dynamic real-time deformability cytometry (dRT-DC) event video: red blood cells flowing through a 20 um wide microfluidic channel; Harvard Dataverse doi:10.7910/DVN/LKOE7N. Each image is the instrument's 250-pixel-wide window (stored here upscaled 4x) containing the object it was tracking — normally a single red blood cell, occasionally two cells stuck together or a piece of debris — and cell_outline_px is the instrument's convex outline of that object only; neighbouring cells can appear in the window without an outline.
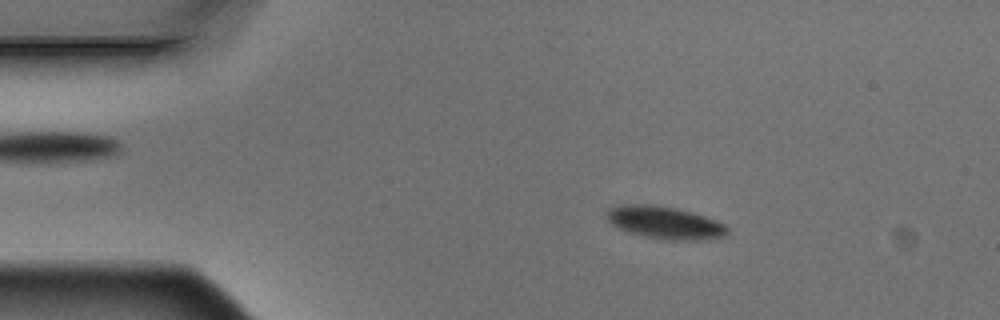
{"species": "Egyptian fruit bat (a non-hibernating species)", "species_latin": "Rousettus aegyptiacus", "temperature_condition": "warm", "stored_images_in_passage": 5, "camera_frame_rate_fps": 3000, "um_per_image_px": 0.085, "animal": {"sex": "male"}, "frame": {"image": 1, "passage_image": 2, "time_ms": 0.333, "image_size_px": [1000, 320], "cell_outline_px": [[728, 236], [700, 240], [660, 240], [644, 236], [620, 228], [612, 224], [604, 216], [608, 208], [620, 204], [656, 204], [676, 208], [692, 212], [704, 216], [724, 224], [728, 228]], "centroid_in_image_um": [56.5, 18.91], "position_along_channel_um": 28.5, "area_um2": 23.06}}
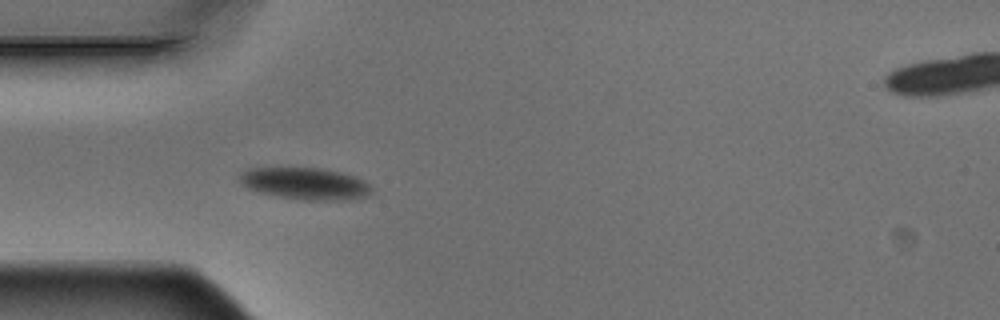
{"frame": {"image": 2, "passage_image": 4, "time_ms": 1.0, "image_size_px": [1000, 320], "cell_outline_px": [[372, 192], [368, 196], [336, 200], [304, 200], [280, 196], [260, 192], [248, 188], [240, 180], [240, 176], [248, 168], [320, 168], [340, 172], [364, 180], [372, 188]], "centroid_in_image_um": [25.97, 15.6], "position_along_channel_um": 59.0, "area_um2": 24.04}}